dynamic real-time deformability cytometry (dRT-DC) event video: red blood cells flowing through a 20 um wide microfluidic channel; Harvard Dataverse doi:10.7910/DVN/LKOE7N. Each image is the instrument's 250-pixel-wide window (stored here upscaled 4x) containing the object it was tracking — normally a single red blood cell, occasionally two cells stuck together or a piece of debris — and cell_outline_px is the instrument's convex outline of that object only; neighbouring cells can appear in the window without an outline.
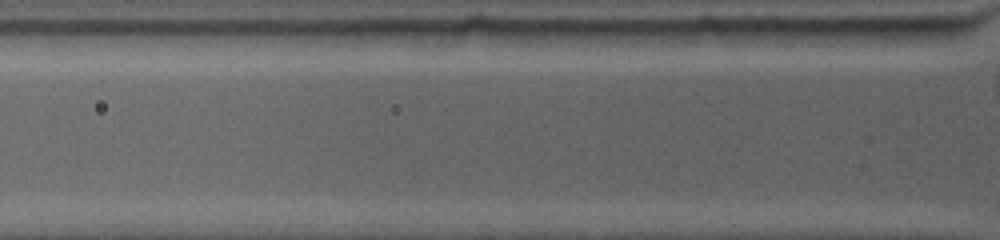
{"species": "common noctule bat (a hibernating species)", "species_latin": "Nyctalus noctula", "temperature_condition": "warm", "stored_images_in_passage": 3, "camera_frame_rate_fps": 4500, "um_per_image_px": 0.085, "animal": {"sex": "female", "body_mass_g": 19.0, "forearm_length_mm": 53.3}, "frame": {"image": 1, "passage_image": 3, "time_ms": 0.889, "image_size_px": [1000, 240], "cell_outline_px": [[952, 36], [940, 44], [844, 44], [848, 28], [948, 28]], "centroid_in_image_um": [76.25, 3.06], "position_along_channel_um": 49.6, "area_um2": 11.79}}